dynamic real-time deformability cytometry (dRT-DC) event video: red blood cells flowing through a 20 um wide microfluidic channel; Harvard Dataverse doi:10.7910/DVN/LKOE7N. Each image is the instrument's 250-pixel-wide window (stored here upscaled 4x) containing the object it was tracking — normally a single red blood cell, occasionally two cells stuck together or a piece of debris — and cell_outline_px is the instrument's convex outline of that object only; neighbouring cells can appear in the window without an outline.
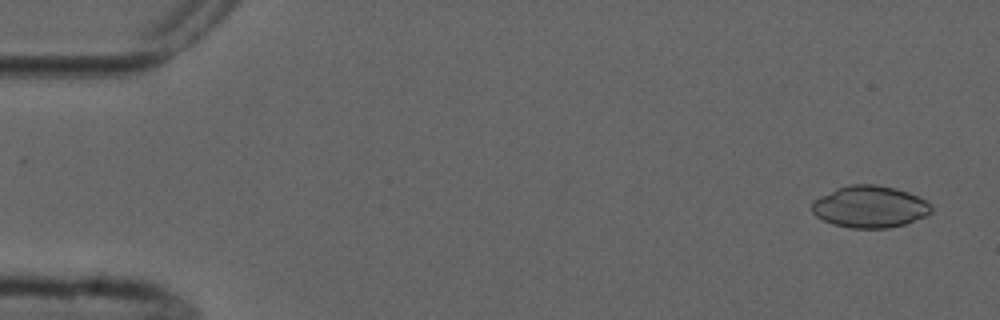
{"species": "common noctule bat (a hibernating species)", "species_latin": "Nyctalus noctula", "temperature_condition": "cold", "stored_images_in_passage": 5, "camera_frame_rate_fps": 3000, "um_per_image_px": 0.085, "animal": {"sex": "male", "forearm_length_mm": 52.5}, "frame": {"image": 1, "passage_image": 1, "time_ms": 0.0, "image_size_px": [1000, 320], "cell_outline_px": [[932, 212], [924, 216], [904, 224], [888, 228], [852, 228], [832, 224], [816, 216], [812, 212], [812, 200], [836, 188], [848, 184], [876, 184], [896, 188], [908, 192], [932, 204]], "centroid_in_image_um": [73.91, 17.56], "position_along_channel_um": 11.1, "area_um2": 29.19}}